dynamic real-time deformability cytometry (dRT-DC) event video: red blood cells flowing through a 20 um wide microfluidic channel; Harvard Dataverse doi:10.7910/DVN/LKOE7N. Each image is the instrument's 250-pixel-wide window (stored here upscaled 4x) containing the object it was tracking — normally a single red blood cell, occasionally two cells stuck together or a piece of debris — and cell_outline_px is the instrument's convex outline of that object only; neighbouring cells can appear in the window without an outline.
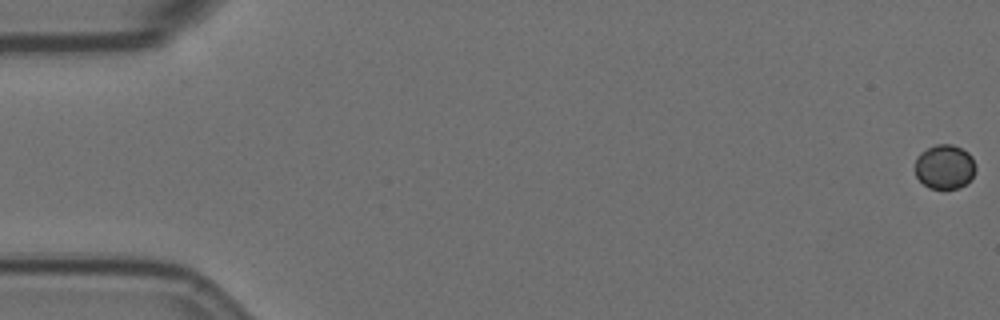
{"species": "Egyptian fruit bat (a non-hibernating species)", "species_latin": "Rousettus aegyptiacus", "temperature_condition": "room temperature", "stored_images_in_passage": 5, "camera_frame_rate_fps": 3000, "um_per_image_px": 0.085, "animal": {"sex": "female"}, "frame": {"image": 1, "passage_image": 1, "time_ms": 0.0, "image_size_px": [1000, 320], "cell_outline_px": [[976, 168], [972, 176], [960, 188], [928, 188], [916, 176], [916, 156], [920, 152], [936, 144], [952, 144], [968, 152], [972, 156], [976, 164]], "centroid_in_image_um": [80.3, 14.16], "position_along_channel_um": 4.7, "area_um2": 15.61}}
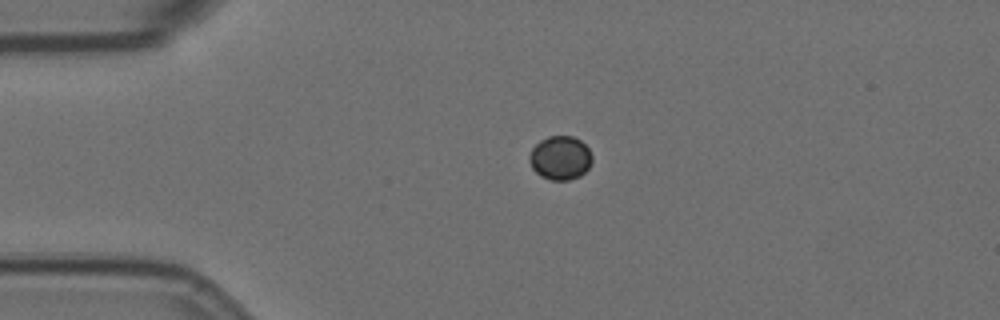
{"frame": {"image": 2, "passage_image": 4, "time_ms": 4.333, "image_size_px": [1000, 320], "cell_outline_px": [[592, 160], [588, 168], [580, 176], [568, 180], [552, 180], [540, 176], [532, 168], [528, 160], [528, 156], [532, 148], [540, 140], [548, 136], [572, 136], [580, 140], [588, 148], [592, 156]], "centroid_in_image_um": [47.6, 13.42], "position_along_channel_um": 37.4, "area_um2": 16.07}}